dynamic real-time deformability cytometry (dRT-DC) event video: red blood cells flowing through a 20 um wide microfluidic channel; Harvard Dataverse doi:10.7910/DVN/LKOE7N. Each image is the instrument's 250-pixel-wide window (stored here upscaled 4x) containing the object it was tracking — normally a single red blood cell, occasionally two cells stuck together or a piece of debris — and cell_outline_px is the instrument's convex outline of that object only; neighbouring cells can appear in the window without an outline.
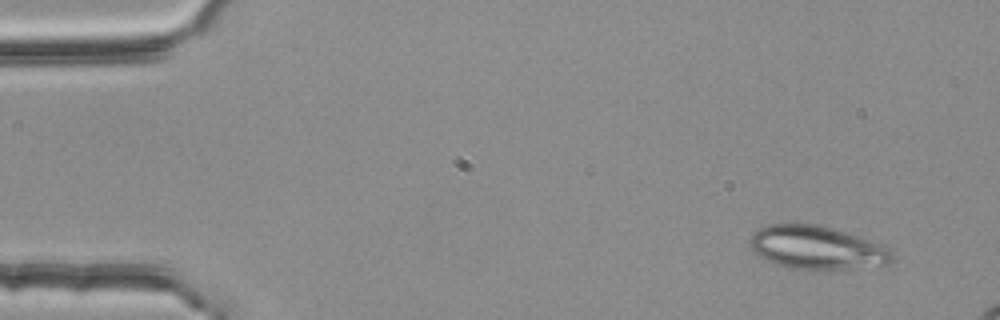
{"species": "common noctule bat (a hibernating species)", "species_latin": "Nyctalus noctula", "temperature_condition": "room temperature", "stored_images_in_passage": 4, "camera_frame_rate_fps": 3000, "um_per_image_px": 0.085, "animal": {"sex": "female", "body_mass_g": 25.1}, "frame": {"image": 1, "passage_image": 1, "time_ms": 0.0, "image_size_px": [1000, 320], "cell_outline_px": [[892, 256], [884, 264], [848, 268], [792, 268], [776, 264], [760, 256], [748, 244], [748, 240], [760, 228], [772, 224], [816, 224], [832, 228], [868, 240], [888, 248], [892, 252]], "centroid_in_image_um": [69.36, 21.02], "position_along_channel_um": 15.6, "area_um2": 34.56}}